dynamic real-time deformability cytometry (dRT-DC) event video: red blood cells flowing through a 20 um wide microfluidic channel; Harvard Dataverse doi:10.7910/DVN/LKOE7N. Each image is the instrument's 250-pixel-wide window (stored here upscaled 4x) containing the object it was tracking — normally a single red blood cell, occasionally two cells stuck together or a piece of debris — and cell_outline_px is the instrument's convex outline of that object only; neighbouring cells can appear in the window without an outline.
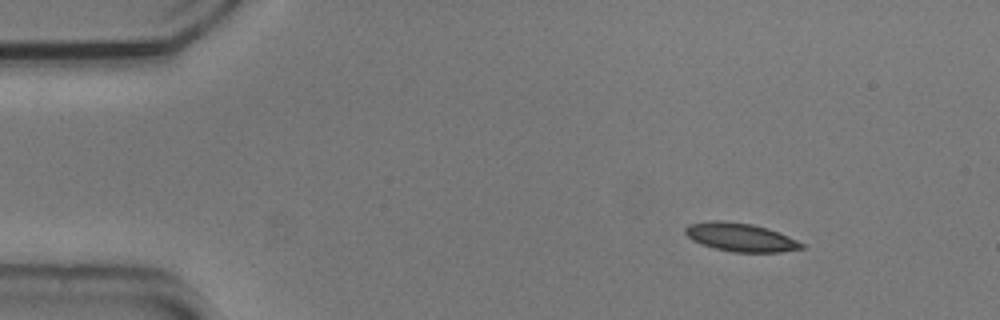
{"species": "common noctule bat (a hibernating species)", "species_latin": "Nyctalus noctula", "temperature_condition": "cold", "stored_images_in_passage": 6, "camera_frame_rate_fps": 3000, "um_per_image_px": 0.085, "animal": {"sex": "male", "body_mass_g": 20.5, "forearm_length_mm": 52.5}, "frame": {"image": 1, "passage_image": 1, "time_ms": 0.0, "image_size_px": [1000, 320], "cell_outline_px": [[804, 248], [780, 252], [732, 252], [716, 248], [692, 240], [684, 232], [684, 228], [688, 224], [708, 220], [720, 220], [752, 224], [768, 228], [788, 236], [804, 244]], "centroid_in_image_um": [62.93, 20.15], "position_along_channel_um": 22.1, "area_um2": 19.19}}
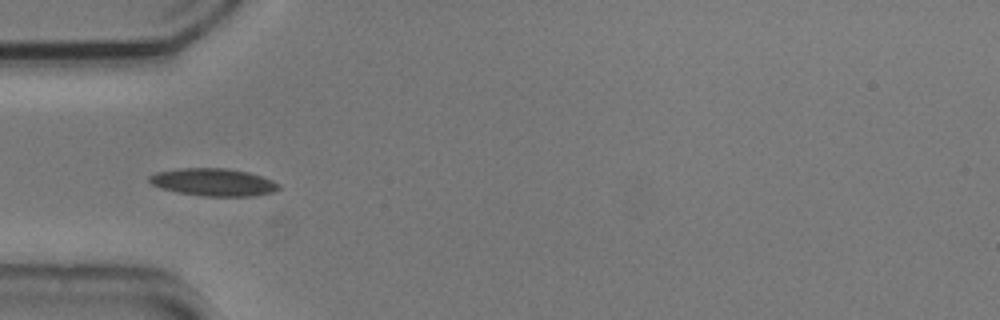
{"frame": {"image": 2, "passage_image": 4, "time_ms": 1.0, "image_size_px": [1000, 320], "cell_outline_px": [[280, 188], [272, 192], [256, 196], [200, 196], [176, 192], [160, 188], [152, 184], [148, 180], [148, 176], [156, 172], [180, 168], [224, 168], [248, 172], [272, 180], [280, 184]], "centroid_in_image_um": [18.12, 15.49], "position_along_channel_um": 66.9, "area_um2": 20.87}}